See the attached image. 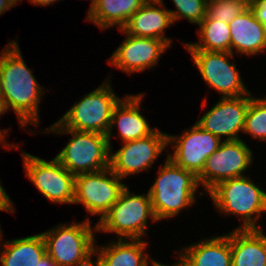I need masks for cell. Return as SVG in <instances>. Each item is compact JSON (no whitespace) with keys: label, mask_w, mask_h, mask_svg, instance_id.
Wrapping results in <instances>:
<instances>
[{"label":"cell","mask_w":266,"mask_h":266,"mask_svg":"<svg viewBox=\"0 0 266 266\" xmlns=\"http://www.w3.org/2000/svg\"><path fill=\"white\" fill-rule=\"evenodd\" d=\"M176 10H168L171 13L173 22L185 18L190 23L199 24L205 17L207 7L203 0H172Z\"/></svg>","instance_id":"27"},{"label":"cell","mask_w":266,"mask_h":266,"mask_svg":"<svg viewBox=\"0 0 266 266\" xmlns=\"http://www.w3.org/2000/svg\"><path fill=\"white\" fill-rule=\"evenodd\" d=\"M36 266H58L51 257L45 253Z\"/></svg>","instance_id":"32"},{"label":"cell","mask_w":266,"mask_h":266,"mask_svg":"<svg viewBox=\"0 0 266 266\" xmlns=\"http://www.w3.org/2000/svg\"><path fill=\"white\" fill-rule=\"evenodd\" d=\"M187 51L191 54L203 80L222 94L223 98L239 97L250 93L244 86L235 64L230 62L234 54L205 50Z\"/></svg>","instance_id":"11"},{"label":"cell","mask_w":266,"mask_h":266,"mask_svg":"<svg viewBox=\"0 0 266 266\" xmlns=\"http://www.w3.org/2000/svg\"><path fill=\"white\" fill-rule=\"evenodd\" d=\"M46 131L72 134L69 143L55 157L70 173H94L110 167L112 151L106 135L65 128L59 121Z\"/></svg>","instance_id":"3"},{"label":"cell","mask_w":266,"mask_h":266,"mask_svg":"<svg viewBox=\"0 0 266 266\" xmlns=\"http://www.w3.org/2000/svg\"><path fill=\"white\" fill-rule=\"evenodd\" d=\"M54 1H59V0H30V2L34 5H50L52 4Z\"/></svg>","instance_id":"35"},{"label":"cell","mask_w":266,"mask_h":266,"mask_svg":"<svg viewBox=\"0 0 266 266\" xmlns=\"http://www.w3.org/2000/svg\"><path fill=\"white\" fill-rule=\"evenodd\" d=\"M123 144L117 152L110 154V168L122 180L150 168L167 147L168 134L157 130L154 134Z\"/></svg>","instance_id":"12"},{"label":"cell","mask_w":266,"mask_h":266,"mask_svg":"<svg viewBox=\"0 0 266 266\" xmlns=\"http://www.w3.org/2000/svg\"><path fill=\"white\" fill-rule=\"evenodd\" d=\"M142 99V94L126 95L124 100H120L114 107L110 127L106 135L110 149L111 132L114 124L118 125V135L123 142L144 138L158 130L156 127L151 128L144 116L140 114V102Z\"/></svg>","instance_id":"16"},{"label":"cell","mask_w":266,"mask_h":266,"mask_svg":"<svg viewBox=\"0 0 266 266\" xmlns=\"http://www.w3.org/2000/svg\"><path fill=\"white\" fill-rule=\"evenodd\" d=\"M180 256V261L178 262H176L175 264H173L172 266H186V264H185V261H184V259H183V257H182V255L181 254H179ZM152 265L151 266H167V265H163V264H161L160 262H157V261H155V260H153L152 261V263H151ZM169 266V265H168Z\"/></svg>","instance_id":"34"},{"label":"cell","mask_w":266,"mask_h":266,"mask_svg":"<svg viewBox=\"0 0 266 266\" xmlns=\"http://www.w3.org/2000/svg\"><path fill=\"white\" fill-rule=\"evenodd\" d=\"M6 111H5V109H4V106H3V103H2V101H1V99H0V115L1 114H4ZM8 130L9 129H6V130H4V131H0V144L2 145L3 143H7V142H5V139H6V133H8Z\"/></svg>","instance_id":"33"},{"label":"cell","mask_w":266,"mask_h":266,"mask_svg":"<svg viewBox=\"0 0 266 266\" xmlns=\"http://www.w3.org/2000/svg\"><path fill=\"white\" fill-rule=\"evenodd\" d=\"M250 102V93L239 97L220 98L196 124L203 130L225 140H238L237 135L244 131L246 113Z\"/></svg>","instance_id":"14"},{"label":"cell","mask_w":266,"mask_h":266,"mask_svg":"<svg viewBox=\"0 0 266 266\" xmlns=\"http://www.w3.org/2000/svg\"><path fill=\"white\" fill-rule=\"evenodd\" d=\"M249 7L256 19L266 28V0H250Z\"/></svg>","instance_id":"28"},{"label":"cell","mask_w":266,"mask_h":266,"mask_svg":"<svg viewBox=\"0 0 266 266\" xmlns=\"http://www.w3.org/2000/svg\"><path fill=\"white\" fill-rule=\"evenodd\" d=\"M157 222L153 211L149 193L135 195L130 193L126 186L121 192L117 202L109 212L98 221L97 232H112L118 239H143L146 233L147 219Z\"/></svg>","instance_id":"5"},{"label":"cell","mask_w":266,"mask_h":266,"mask_svg":"<svg viewBox=\"0 0 266 266\" xmlns=\"http://www.w3.org/2000/svg\"><path fill=\"white\" fill-rule=\"evenodd\" d=\"M125 187L110 167L94 173H81L75 175L73 203L83 204L92 215L100 214L101 221Z\"/></svg>","instance_id":"8"},{"label":"cell","mask_w":266,"mask_h":266,"mask_svg":"<svg viewBox=\"0 0 266 266\" xmlns=\"http://www.w3.org/2000/svg\"><path fill=\"white\" fill-rule=\"evenodd\" d=\"M163 0L147 1L137 10L122 28L135 37L155 38L165 41L169 46L171 39L165 37L164 30L173 22L171 13L164 9ZM155 4L159 7H155Z\"/></svg>","instance_id":"17"},{"label":"cell","mask_w":266,"mask_h":266,"mask_svg":"<svg viewBox=\"0 0 266 266\" xmlns=\"http://www.w3.org/2000/svg\"><path fill=\"white\" fill-rule=\"evenodd\" d=\"M1 235H2V231H1V227H0V240L2 239Z\"/></svg>","instance_id":"38"},{"label":"cell","mask_w":266,"mask_h":266,"mask_svg":"<svg viewBox=\"0 0 266 266\" xmlns=\"http://www.w3.org/2000/svg\"><path fill=\"white\" fill-rule=\"evenodd\" d=\"M95 2H96V0H91V3H92V4H91V6H90V8H89V10H88L87 13H89V12L92 10V8H93Z\"/></svg>","instance_id":"37"},{"label":"cell","mask_w":266,"mask_h":266,"mask_svg":"<svg viewBox=\"0 0 266 266\" xmlns=\"http://www.w3.org/2000/svg\"><path fill=\"white\" fill-rule=\"evenodd\" d=\"M207 193L220 213L235 214L243 220L242 227L237 229H262L255 222L261 212H266V192L247 176L222 181Z\"/></svg>","instance_id":"4"},{"label":"cell","mask_w":266,"mask_h":266,"mask_svg":"<svg viewBox=\"0 0 266 266\" xmlns=\"http://www.w3.org/2000/svg\"><path fill=\"white\" fill-rule=\"evenodd\" d=\"M243 132L251 134L253 138L266 141V97L253 98L250 94Z\"/></svg>","instance_id":"25"},{"label":"cell","mask_w":266,"mask_h":266,"mask_svg":"<svg viewBox=\"0 0 266 266\" xmlns=\"http://www.w3.org/2000/svg\"><path fill=\"white\" fill-rule=\"evenodd\" d=\"M200 42L185 43L187 50L231 52V33L229 24L206 17L198 24Z\"/></svg>","instance_id":"24"},{"label":"cell","mask_w":266,"mask_h":266,"mask_svg":"<svg viewBox=\"0 0 266 266\" xmlns=\"http://www.w3.org/2000/svg\"><path fill=\"white\" fill-rule=\"evenodd\" d=\"M221 142L219 137L203 130L195 123L179 137L168 134V145L173 144L174 153L167 157L198 177L206 159L219 148Z\"/></svg>","instance_id":"13"},{"label":"cell","mask_w":266,"mask_h":266,"mask_svg":"<svg viewBox=\"0 0 266 266\" xmlns=\"http://www.w3.org/2000/svg\"><path fill=\"white\" fill-rule=\"evenodd\" d=\"M203 1L205 3V6L208 7L212 4L219 3V2L224 1V0H203Z\"/></svg>","instance_id":"36"},{"label":"cell","mask_w":266,"mask_h":266,"mask_svg":"<svg viewBox=\"0 0 266 266\" xmlns=\"http://www.w3.org/2000/svg\"><path fill=\"white\" fill-rule=\"evenodd\" d=\"M18 1L20 0H0V15L15 6Z\"/></svg>","instance_id":"31"},{"label":"cell","mask_w":266,"mask_h":266,"mask_svg":"<svg viewBox=\"0 0 266 266\" xmlns=\"http://www.w3.org/2000/svg\"><path fill=\"white\" fill-rule=\"evenodd\" d=\"M95 254H97V260L91 261L92 260L91 258ZM73 266H102V264L100 263V257L98 254V250L94 248L88 255H86L82 260H80Z\"/></svg>","instance_id":"30"},{"label":"cell","mask_w":266,"mask_h":266,"mask_svg":"<svg viewBox=\"0 0 266 266\" xmlns=\"http://www.w3.org/2000/svg\"><path fill=\"white\" fill-rule=\"evenodd\" d=\"M263 229L231 232L232 266H266V236Z\"/></svg>","instance_id":"19"},{"label":"cell","mask_w":266,"mask_h":266,"mask_svg":"<svg viewBox=\"0 0 266 266\" xmlns=\"http://www.w3.org/2000/svg\"><path fill=\"white\" fill-rule=\"evenodd\" d=\"M18 46L13 40L0 54V99L6 112L12 108L17 114L20 126L29 123L36 126L44 91L25 64Z\"/></svg>","instance_id":"1"},{"label":"cell","mask_w":266,"mask_h":266,"mask_svg":"<svg viewBox=\"0 0 266 266\" xmlns=\"http://www.w3.org/2000/svg\"><path fill=\"white\" fill-rule=\"evenodd\" d=\"M91 228V222L87 218L81 223L60 224L57 227L42 232L46 243V253L58 266H73L95 247L93 231H97V225Z\"/></svg>","instance_id":"7"},{"label":"cell","mask_w":266,"mask_h":266,"mask_svg":"<svg viewBox=\"0 0 266 266\" xmlns=\"http://www.w3.org/2000/svg\"><path fill=\"white\" fill-rule=\"evenodd\" d=\"M145 2V0H96L87 15V20L95 23L100 29L115 25L122 29Z\"/></svg>","instance_id":"21"},{"label":"cell","mask_w":266,"mask_h":266,"mask_svg":"<svg viewBox=\"0 0 266 266\" xmlns=\"http://www.w3.org/2000/svg\"><path fill=\"white\" fill-rule=\"evenodd\" d=\"M250 0H224L207 7L206 14L216 21L226 24L249 8Z\"/></svg>","instance_id":"26"},{"label":"cell","mask_w":266,"mask_h":266,"mask_svg":"<svg viewBox=\"0 0 266 266\" xmlns=\"http://www.w3.org/2000/svg\"><path fill=\"white\" fill-rule=\"evenodd\" d=\"M26 176L53 203L73 204L75 175L67 171L56 158L46 161L25 151L21 153Z\"/></svg>","instance_id":"9"},{"label":"cell","mask_w":266,"mask_h":266,"mask_svg":"<svg viewBox=\"0 0 266 266\" xmlns=\"http://www.w3.org/2000/svg\"><path fill=\"white\" fill-rule=\"evenodd\" d=\"M0 251L2 266H36L46 253V243L42 234L17 238L2 243Z\"/></svg>","instance_id":"22"},{"label":"cell","mask_w":266,"mask_h":266,"mask_svg":"<svg viewBox=\"0 0 266 266\" xmlns=\"http://www.w3.org/2000/svg\"><path fill=\"white\" fill-rule=\"evenodd\" d=\"M103 83L74 104L58 121L65 128L107 135L114 107L121 99L107 80Z\"/></svg>","instance_id":"6"},{"label":"cell","mask_w":266,"mask_h":266,"mask_svg":"<svg viewBox=\"0 0 266 266\" xmlns=\"http://www.w3.org/2000/svg\"><path fill=\"white\" fill-rule=\"evenodd\" d=\"M231 53L255 55L266 51V28L256 19L249 7L229 23ZM234 48V49H233Z\"/></svg>","instance_id":"18"},{"label":"cell","mask_w":266,"mask_h":266,"mask_svg":"<svg viewBox=\"0 0 266 266\" xmlns=\"http://www.w3.org/2000/svg\"><path fill=\"white\" fill-rule=\"evenodd\" d=\"M0 211H6L12 213L14 211V205L4 188L1 185L0 180Z\"/></svg>","instance_id":"29"},{"label":"cell","mask_w":266,"mask_h":266,"mask_svg":"<svg viewBox=\"0 0 266 266\" xmlns=\"http://www.w3.org/2000/svg\"><path fill=\"white\" fill-rule=\"evenodd\" d=\"M180 254L186 266H232L231 233L192 244Z\"/></svg>","instance_id":"20"},{"label":"cell","mask_w":266,"mask_h":266,"mask_svg":"<svg viewBox=\"0 0 266 266\" xmlns=\"http://www.w3.org/2000/svg\"><path fill=\"white\" fill-rule=\"evenodd\" d=\"M252 151L242 139L223 140L205 161L198 183L209 192L218 183L244 176L252 163Z\"/></svg>","instance_id":"10"},{"label":"cell","mask_w":266,"mask_h":266,"mask_svg":"<svg viewBox=\"0 0 266 266\" xmlns=\"http://www.w3.org/2000/svg\"><path fill=\"white\" fill-rule=\"evenodd\" d=\"M126 34V40L113 52L109 63L127 74L151 69L159 61L161 54L170 46L163 40L135 37Z\"/></svg>","instance_id":"15"},{"label":"cell","mask_w":266,"mask_h":266,"mask_svg":"<svg viewBox=\"0 0 266 266\" xmlns=\"http://www.w3.org/2000/svg\"><path fill=\"white\" fill-rule=\"evenodd\" d=\"M126 241L125 239H118L117 242L113 241L112 244L106 245L105 247L99 245L97 247L95 245L94 248L99 250L98 254L102 266L147 265L149 255L143 252L146 250L148 243L141 239H131L129 242Z\"/></svg>","instance_id":"23"},{"label":"cell","mask_w":266,"mask_h":266,"mask_svg":"<svg viewBox=\"0 0 266 266\" xmlns=\"http://www.w3.org/2000/svg\"><path fill=\"white\" fill-rule=\"evenodd\" d=\"M158 174L148 193L159 221L175 217L181 210L193 205L199 183L192 172L178 166L169 157Z\"/></svg>","instance_id":"2"}]
</instances>
